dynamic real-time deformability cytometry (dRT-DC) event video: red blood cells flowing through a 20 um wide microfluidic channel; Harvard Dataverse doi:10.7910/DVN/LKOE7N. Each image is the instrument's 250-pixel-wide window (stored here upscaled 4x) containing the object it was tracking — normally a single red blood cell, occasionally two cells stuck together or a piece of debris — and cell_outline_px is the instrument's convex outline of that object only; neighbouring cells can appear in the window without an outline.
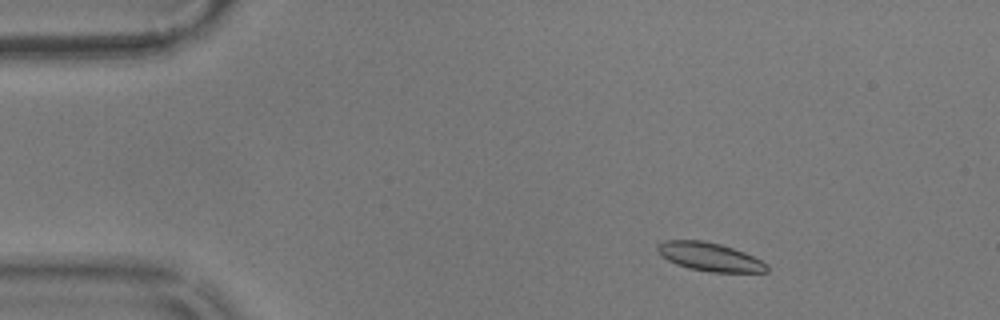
{"species": "common noctule bat (a hibernating species)", "species_latin": "Nyctalus noctula", "temperature_condition": "warm", "stored_images_in_passage": 55, "camera_frame_rate_fps": 3000, "um_per_image_px": 0.085, "animal": {"sex": "male", "body_mass_g": 17.9}, "frame": {"image": 1, "passage_image": 6, "time_ms": 1.667, "image_size_px": [1000, 320], "cell_outline_px": [[768, 272], [712, 272], [688, 268], [676, 264], [660, 256], [656, 248], [656, 244], [664, 240], [704, 240], [720, 244], [744, 252], [768, 264]], "centroid_in_image_um": [60.28, 21.82], "position_along_channel_um": 24.7, "area_um2": 18.21}}
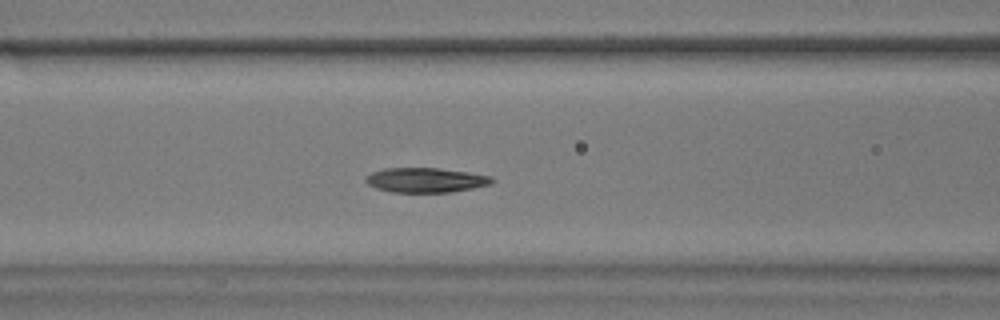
{"frame": {"image": 2, "passage_image": 21, "time_ms": 6.667, "image_size_px": [1000, 320], "cell_outline_px": [[496, 180], [492, 184], [452, 192], [392, 192], [376, 188], [368, 184], [364, 180], [372, 172], [384, 168], [436, 168], [468, 172], [492, 176]], "centroid_in_image_um": [36.22, 15.31], "position_along_channel_um": 130.4, "area_um2": 18.15}}
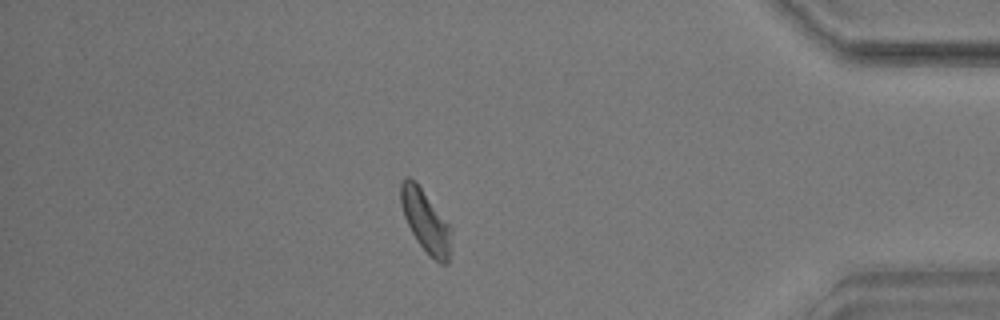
{"frame": {"image": 3, "passage_image": 47, "time_ms": 15.333, "image_size_px": [1000, 320], "cell_outline_px": [[452, 252], [448, 264], [440, 264], [428, 256], [416, 240], [404, 216], [400, 204], [400, 180], [404, 176], [408, 176], [420, 188], [452, 228]], "centroid_in_image_um": [36.2, 18.88], "position_along_channel_um": 399.0, "area_um2": 18.5}, "authors_computed_cell_mechanics": {"area_um2": 18.3226, "velocity_mm_per_s": 3.5249, "shape_relaxation_time_tau1_ms": 4.2906, "shape_relaxation_time_tau2_ms": 6.612, "deformation_change_tau1": 0.1217, "deformation_change_tau2": 0.1125}}